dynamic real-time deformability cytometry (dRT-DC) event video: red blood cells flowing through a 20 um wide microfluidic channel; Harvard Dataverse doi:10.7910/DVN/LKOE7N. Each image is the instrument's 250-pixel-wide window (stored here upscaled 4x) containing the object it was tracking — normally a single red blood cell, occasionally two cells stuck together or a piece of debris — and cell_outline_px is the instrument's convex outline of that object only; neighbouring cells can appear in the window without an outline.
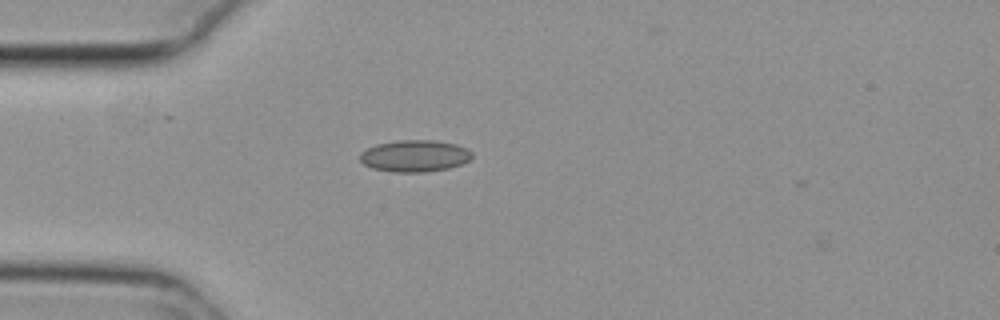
{"species": "common noctule bat (a hibernating species)", "species_latin": "Nyctalus noctula", "temperature_condition": "cold", "stored_images_in_passage": 42, "camera_frame_rate_fps": 3000, "um_per_image_px": 0.085, "animal": {"sex": "female", "body_mass_g": 29.2, "forearm_length_mm": 56.3}, "frame": {"image": 1, "passage_image": 3, "time_ms": 0.667, "image_size_px": [1000, 320], "cell_outline_px": [[472, 156], [468, 160], [460, 164], [448, 168], [424, 172], [392, 172], [372, 168], [364, 164], [360, 160], [360, 152], [376, 144], [396, 140], [436, 140], [456, 144], [468, 148], [472, 152]], "centroid_in_image_um": [35.24, 13.24], "position_along_channel_um": 49.8, "area_um2": 20.81}}
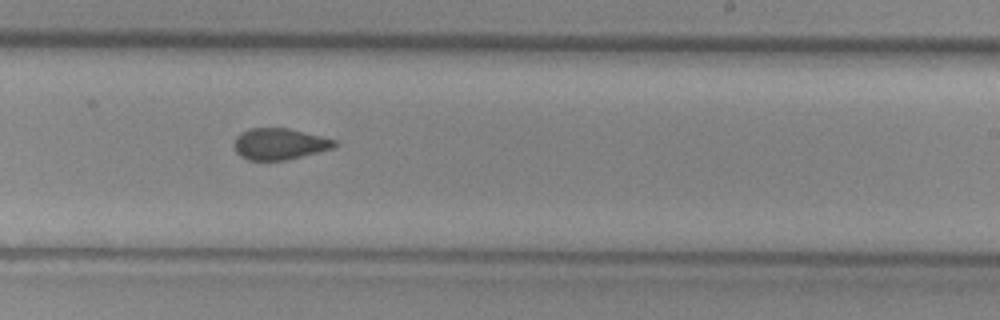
{"frame": {"image": 2, "passage_image": 21, "time_ms": 6.667, "image_size_px": [1000, 320], "cell_outline_px": [[340, 144], [336, 148], [284, 160], [248, 160], [240, 156], [236, 152], [232, 144], [236, 136], [240, 132], [248, 128], [288, 128], [336, 140]], "centroid_in_image_um": [23.74, 12.23], "position_along_channel_um": 265.3, "area_um2": 18.55}}
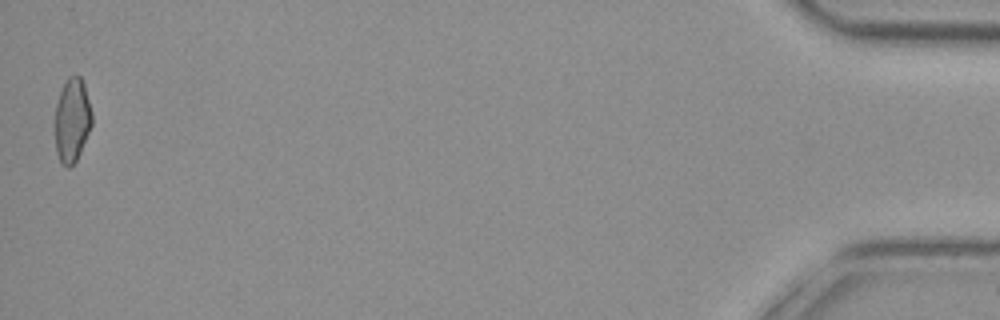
{"frame": {"image": 3, "passage_image": 42, "time_ms": 13.667, "image_size_px": [1000, 320], "cell_outline_px": [[92, 124], [80, 152], [76, 160], [68, 168], [60, 164], [56, 152], [56, 104], [60, 92], [68, 76], [80, 76], [84, 84], [92, 112]], "centroid_in_image_um": [6.13, 10.23], "position_along_channel_um": 429.1, "area_um2": 17.86}, "authors_computed_cell_mechanics": {"area_um2": 18.8717, "velocity_mm_per_s": 3.78, "shape_relaxation_time_tau1_ms": null, "shape_relaxation_time_tau2_ms": 1.8285, "deformation_change_tau1": null, "deformation_change_tau2": 0.079}}